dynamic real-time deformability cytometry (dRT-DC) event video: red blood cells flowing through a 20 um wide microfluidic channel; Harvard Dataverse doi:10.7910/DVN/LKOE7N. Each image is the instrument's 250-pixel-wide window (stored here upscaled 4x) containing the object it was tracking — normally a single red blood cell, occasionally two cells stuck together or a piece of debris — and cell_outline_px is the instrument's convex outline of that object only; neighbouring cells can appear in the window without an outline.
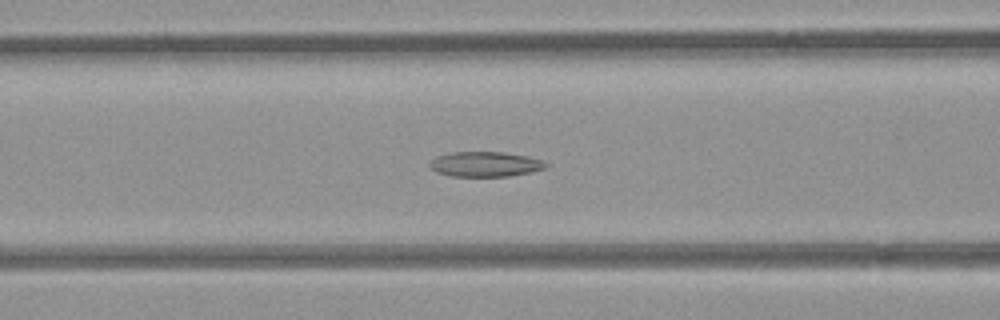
{"species": "common noctule bat (a hibernating species)", "species_latin": "Nyctalus noctula", "temperature_condition": "room temperature", "stored_images_in_passage": 39, "camera_frame_rate_fps": 3000, "um_per_image_px": 0.085, "animal": {"sex": "female", "body_mass_g": 21.9}, "frame": {"image": 1, "passage_image": 6, "time_ms": 1.667, "image_size_px": [1000, 320], "cell_outline_px": [[548, 164], [544, 168], [532, 172], [508, 176], [452, 176], [436, 172], [428, 164], [436, 156], [452, 152], [504, 152], [528, 156], [540, 160]], "centroid_in_image_um": [41.23, 13.95], "position_along_channel_um": 125.4, "area_um2": 16.82}}
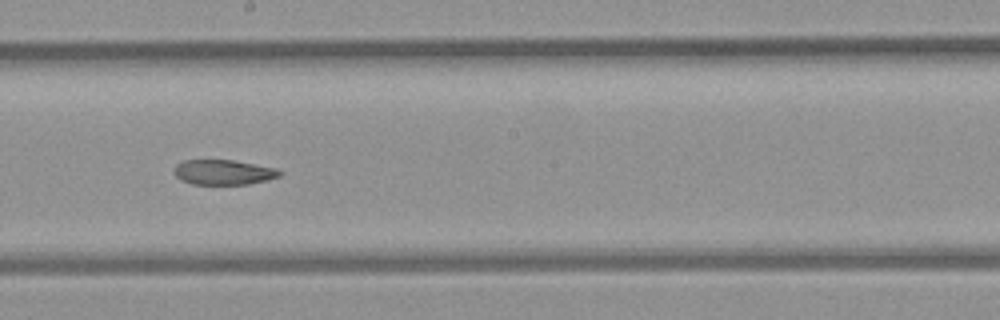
{"frame": {"image": 2, "passage_image": 14, "time_ms": 4.333, "image_size_px": [1000, 320], "cell_outline_px": [[284, 172], [280, 176], [268, 180], [248, 184], [192, 184], [180, 180], [176, 176], [176, 164], [184, 160], [232, 160], [276, 168]], "centroid_in_image_um": [19.03, 14.64], "position_along_channel_um": 229.2, "area_um2": 15.32}}
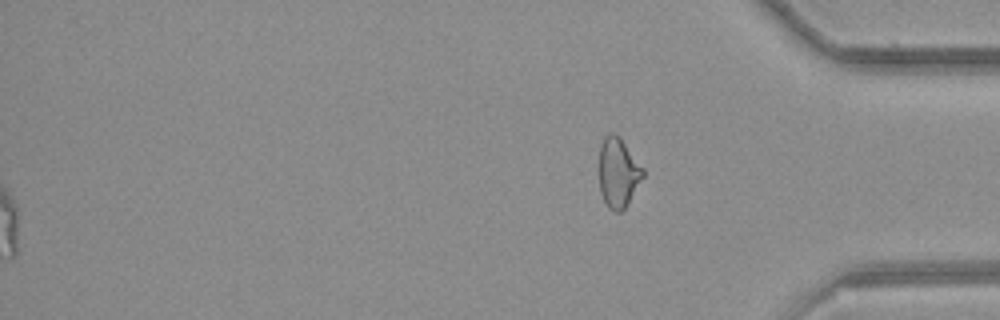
{"frame": {"image": 3, "passage_image": 39, "time_ms": 12.667, "image_size_px": [1000, 320], "cell_outline_px": [[644, 176], [624, 208], [620, 212], [612, 212], [608, 208], [600, 192], [600, 144], [604, 136], [608, 132], [616, 132], [620, 136], [644, 168]], "centroid_in_image_um": [52.54, 14.63], "position_along_channel_um": 382.7, "area_um2": 17.92}, "authors_computed_cell_mechanics": {"area_um2": 17.3978, "velocity_mm_per_s": 3.8995, "shape_relaxation_time_tau1_ms": null, "shape_relaxation_time_tau2_ms": 6.4722, "deformation_change_tau1": null, "deformation_change_tau2": 0.1352}}